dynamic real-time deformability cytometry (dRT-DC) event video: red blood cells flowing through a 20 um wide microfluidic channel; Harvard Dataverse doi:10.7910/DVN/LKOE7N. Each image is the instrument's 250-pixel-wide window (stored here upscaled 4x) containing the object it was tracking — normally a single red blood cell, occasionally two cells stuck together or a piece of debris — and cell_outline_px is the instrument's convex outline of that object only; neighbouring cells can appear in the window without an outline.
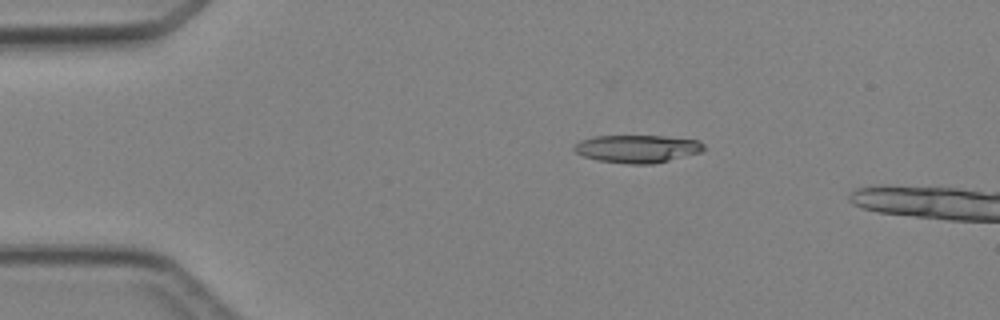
{"species": "Egyptian fruit bat (a non-hibernating species)", "species_latin": "Rousettus aegyptiacus", "temperature_condition": "cold", "stored_images_in_passage": 5, "camera_frame_rate_fps": 3000, "um_per_image_px": 0.085, "animal": {"sex": "female"}, "frame": {"image": 1, "passage_image": 3, "time_ms": 2.333, "image_size_px": [1000, 320], "cell_outline_px": [[704, 148], [700, 152], [652, 164], [628, 164], [596, 160], [584, 156], [576, 152], [572, 148], [580, 140], [592, 136], [664, 136], [700, 140], [704, 144]], "centroid_in_image_um": [54.14, 12.64], "position_along_channel_um": 30.9, "area_um2": 20.92}}